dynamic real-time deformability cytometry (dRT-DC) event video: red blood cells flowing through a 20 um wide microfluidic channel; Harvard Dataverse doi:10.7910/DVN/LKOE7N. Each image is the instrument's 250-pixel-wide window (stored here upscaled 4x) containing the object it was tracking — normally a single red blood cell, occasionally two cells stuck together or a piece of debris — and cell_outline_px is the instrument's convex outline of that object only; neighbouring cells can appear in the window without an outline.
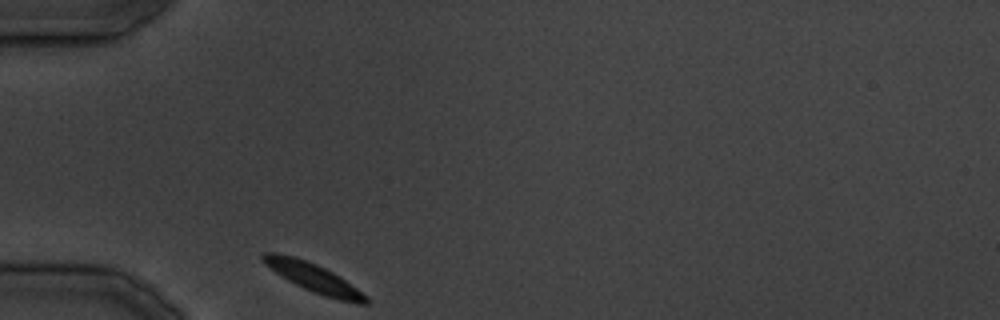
{"species": "common noctule bat (a hibernating species)", "species_latin": "Nyctalus noctula", "temperature_condition": "cold", "stored_images_in_passage": 23, "camera_frame_rate_fps": 3000, "um_per_image_px": 0.085, "animal": {"sex": "male", "body_mass_g": 19.5, "forearm_length_mm": 54.6}, "frame": {"image": 1, "passage_image": 1, "time_ms": 0.0, "image_size_px": [1000, 320], "cell_outline_px": [[368, 304], [360, 304], [340, 300], [324, 296], [312, 292], [288, 280], [264, 264], [260, 260], [260, 256], [264, 252], [276, 252], [296, 256], [316, 264], [332, 272], [368, 296]], "centroid_in_image_um": [26.6, 23.58], "position_along_channel_um": 58.4, "area_um2": 17.17}}
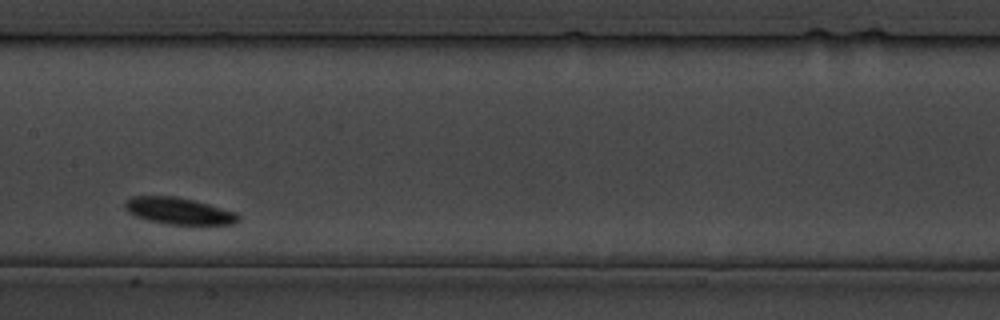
{"frame": {"image": 2, "passage_image": 10, "time_ms": 11.0, "image_size_px": [1000, 320], "cell_outline_px": [[240, 220], [232, 224], [164, 224], [148, 220], [136, 216], [128, 212], [124, 208], [124, 204], [132, 196], [176, 196], [208, 204], [236, 212], [240, 216]], "centroid_in_image_um": [15.19, 17.93], "position_along_channel_um": 192.2, "area_um2": 17.51}}
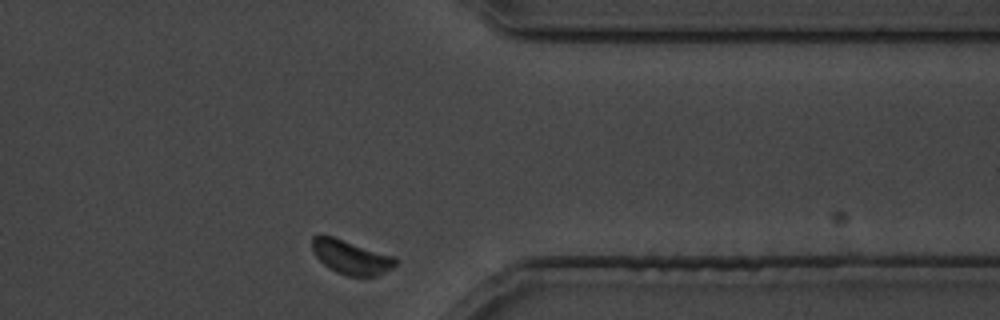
{"frame": {"image": 3, "passage_image": 22, "time_ms": 25.667, "image_size_px": [1000, 320], "cell_outline_px": [[396, 264], [392, 268], [376, 276], [348, 276], [336, 272], [328, 268], [312, 252], [312, 236], [332, 236], [396, 256]], "centroid_in_image_um": [29.85, 21.86], "position_along_channel_um": 381.6, "area_um2": 16.53}}